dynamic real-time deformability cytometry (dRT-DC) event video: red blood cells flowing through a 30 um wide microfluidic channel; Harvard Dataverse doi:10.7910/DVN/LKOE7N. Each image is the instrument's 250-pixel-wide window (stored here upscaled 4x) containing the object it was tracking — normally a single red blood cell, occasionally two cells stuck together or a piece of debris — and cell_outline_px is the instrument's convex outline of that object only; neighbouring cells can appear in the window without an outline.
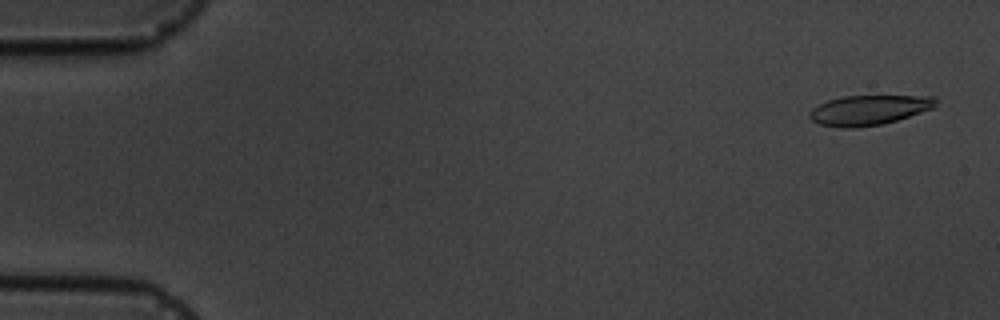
{"species": "common noctule bat (a hibernating species)", "species_latin": "Nyctalus noctula", "temperature_condition": "cold", "stored_images_in_passage": 4, "camera_frame_rate_fps": 3000, "um_per_image_px": 0.085, "animal": {"sex": "male", "body_mass_g": 19.5, "forearm_length_mm": 54.6}, "frame": {"image": 1, "passage_image": 1, "time_ms": 0.0, "image_size_px": [1000, 320], "cell_outline_px": [[936, 108], [896, 120], [880, 124], [852, 128], [844, 128], [820, 124], [812, 120], [808, 116], [808, 112], [812, 108], [828, 100], [844, 96], [936, 96]], "centroid_in_image_um": [73.87, 9.35], "position_along_channel_um": 11.1, "area_um2": 21.91}}
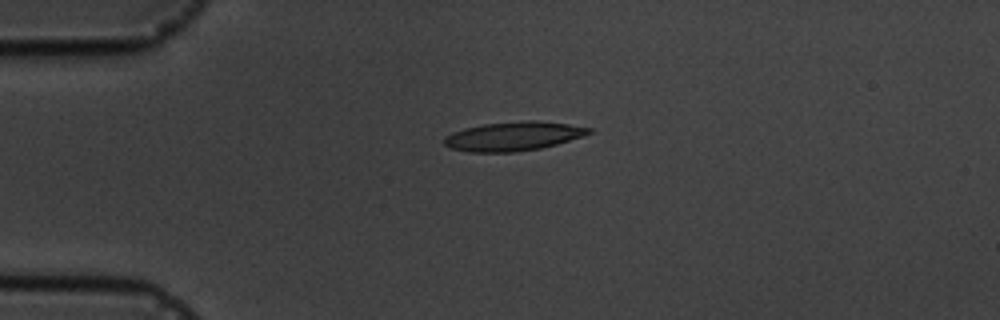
{"frame": {"image": 2, "passage_image": 4, "time_ms": 3.667, "image_size_px": [1000, 320], "cell_outline_px": [[592, 132], [584, 136], [556, 144], [540, 148], [516, 152], [468, 152], [452, 148], [444, 144], [444, 136], [452, 132], [464, 128], [484, 124], [528, 120], [536, 120], [568, 124], [592, 128]], "centroid_in_image_um": [43.63, 11.58], "position_along_channel_um": 41.4, "area_um2": 24.45}}